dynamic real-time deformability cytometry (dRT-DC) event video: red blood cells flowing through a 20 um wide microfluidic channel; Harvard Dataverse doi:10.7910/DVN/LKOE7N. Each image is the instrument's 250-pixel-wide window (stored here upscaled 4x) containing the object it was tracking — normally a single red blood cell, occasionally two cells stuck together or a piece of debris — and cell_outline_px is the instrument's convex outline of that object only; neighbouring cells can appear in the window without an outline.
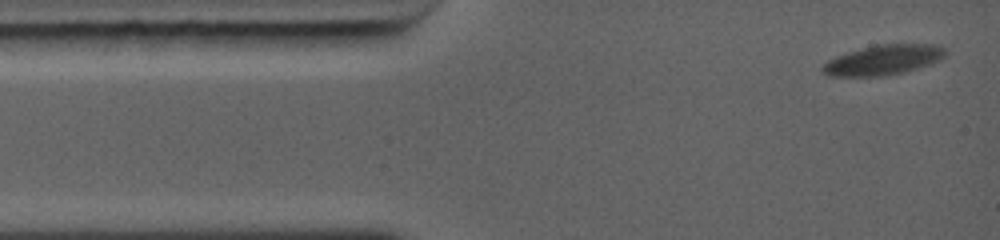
{"species": "common noctule bat (a hibernating species)", "species_latin": "Nyctalus noctula", "temperature_condition": "warm", "stored_images_in_passage": 57, "camera_frame_rate_fps": 5000, "um_per_image_px": 0.085, "animal": {"sex": "female", "body_mass_g": 19.0, "forearm_length_mm": 56.7}, "frame": {"image": 1, "passage_image": 1, "time_ms": 0.0, "image_size_px": [1000, 240], "cell_outline_px": [[944, 56], [940, 60], [932, 64], [904, 72], [884, 76], [828, 76], [820, 68], [820, 64], [836, 56], [848, 52], [876, 44], [936, 44], [944, 48]], "centroid_in_image_um": [75.05, 5.1], "position_along_channel_um": 9.9, "area_um2": 21.56}}
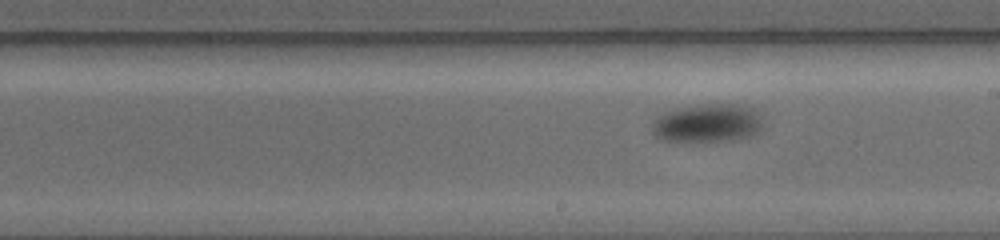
{"frame": {"image": 2, "passage_image": 25, "time_ms": 7.0, "image_size_px": [1000, 240], "cell_outline_px": [[760, 132], [756, 136], [736, 140], [660, 140], [652, 132], [652, 120], [656, 116], [664, 112], [676, 108], [704, 104], [736, 104], [756, 108], [760, 120]], "centroid_in_image_um": [60.14, 10.45], "position_along_channel_um": 228.9, "area_um2": 24.91}}
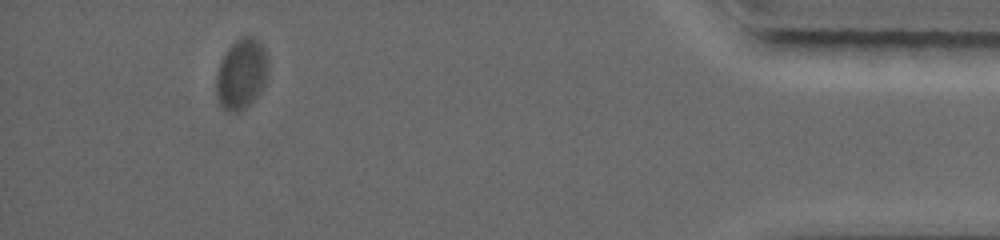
{"frame": {"image": 3, "passage_image": 49, "time_ms": 13.4, "image_size_px": [1000, 240], "cell_outline_px": [[268, 76], [260, 92], [244, 108], [236, 112], [224, 108], [220, 104], [216, 92], [216, 72], [228, 48], [240, 36], [256, 36], [260, 40], [268, 56]], "centroid_in_image_um": [20.55, 6.22], "position_along_channel_um": 414.6, "area_um2": 21.33}, "authors_computed_cell_mechanics": {"area_um2": 23.409, "velocity_mm_per_s": 4.052, "shape_relaxation_time_tau1_ms": 2.9341, "shape_relaxation_time_tau2_ms": null, "deformation_change_tau1": 0.1265, "deformation_change_tau2": null}}